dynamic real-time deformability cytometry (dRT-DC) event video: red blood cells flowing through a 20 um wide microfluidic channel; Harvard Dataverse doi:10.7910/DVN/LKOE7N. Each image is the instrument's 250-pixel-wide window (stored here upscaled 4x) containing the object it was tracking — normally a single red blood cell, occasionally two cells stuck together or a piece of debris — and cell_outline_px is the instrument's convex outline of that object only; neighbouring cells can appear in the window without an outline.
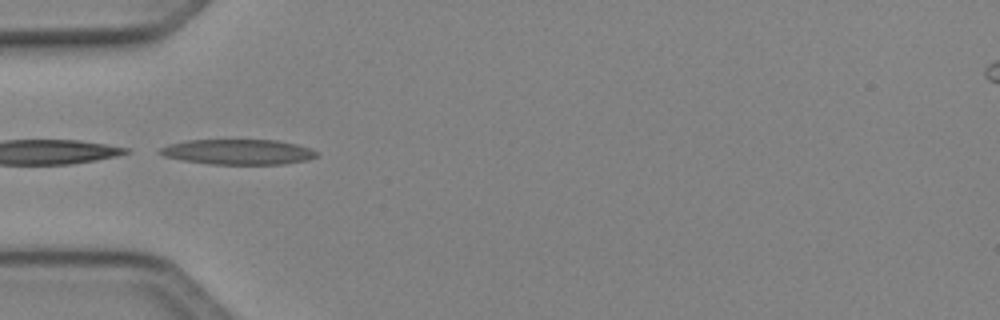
{"species": "Egyptian fruit bat (a non-hibernating species)", "species_latin": "Rousettus aegyptiacus", "temperature_condition": "cold", "stored_images_in_passage": 6, "camera_frame_rate_fps": 3000, "um_per_image_px": 0.085, "animal": {"sex": "female"}, "frame": {"image": 1, "passage_image": 1, "time_ms": 0.0, "image_size_px": [1000, 320], "cell_outline_px": [[320, 156], [308, 160], [284, 164], [212, 164], [180, 160], [164, 156], [156, 152], [160, 148], [168, 144], [188, 140], [276, 140], [296, 144], [308, 148], [316, 152]], "centroid_in_image_um": [20.21, 12.91], "position_along_channel_um": 64.8, "area_um2": 23.12}}
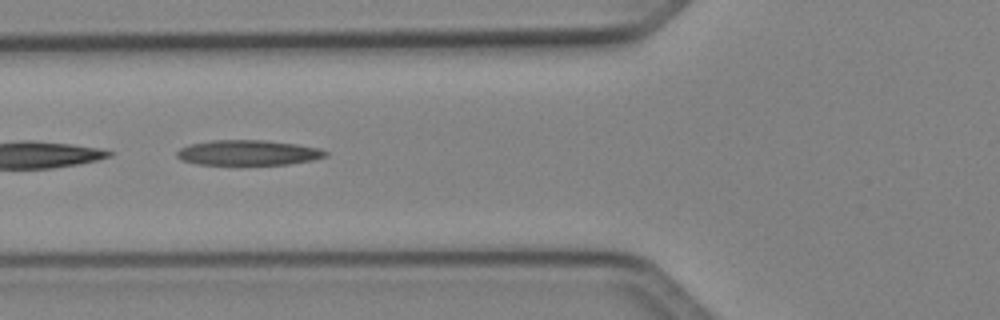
{"frame": {"image": 2, "passage_image": 4, "time_ms": 1.0, "image_size_px": [1000, 320], "cell_outline_px": [[328, 156], [312, 160], [288, 164], [240, 168], [236, 168], [196, 164], [180, 160], [176, 156], [176, 152], [180, 148], [188, 144], [212, 140], [264, 140], [296, 144], [320, 148], [328, 152]], "centroid_in_image_um": [21.03, 13.04], "position_along_channel_um": 104.8, "area_um2": 23.24}}